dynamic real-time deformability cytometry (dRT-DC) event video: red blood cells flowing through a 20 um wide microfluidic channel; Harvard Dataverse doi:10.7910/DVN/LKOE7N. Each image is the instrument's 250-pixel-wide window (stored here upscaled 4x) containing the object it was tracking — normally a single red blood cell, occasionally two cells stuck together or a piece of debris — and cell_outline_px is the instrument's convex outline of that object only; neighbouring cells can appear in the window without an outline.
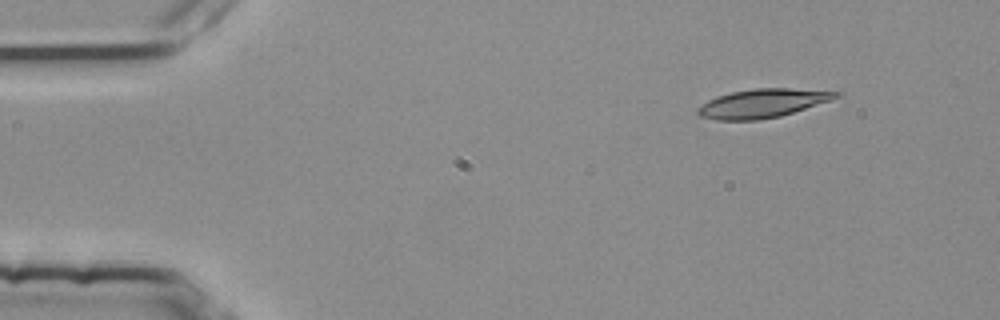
{"species": "common noctule bat (a hibernating species)", "species_latin": "Nyctalus noctula", "temperature_condition": "room temperature", "stored_images_in_passage": 3, "camera_frame_rate_fps": 3000, "um_per_image_px": 0.085, "animal": {"sex": "female", "body_mass_g": 25.1}, "frame": {"image": 1, "passage_image": 1, "time_ms": 0.0, "image_size_px": [1000, 320], "cell_outline_px": [[840, 96], [780, 116], [756, 120], [716, 120], [700, 116], [696, 112], [696, 108], [708, 100], [716, 96], [732, 92], [756, 88], [788, 88], [840, 92]], "centroid_in_image_um": [64.72, 8.78], "position_along_channel_um": 20.3, "area_um2": 22.72}}